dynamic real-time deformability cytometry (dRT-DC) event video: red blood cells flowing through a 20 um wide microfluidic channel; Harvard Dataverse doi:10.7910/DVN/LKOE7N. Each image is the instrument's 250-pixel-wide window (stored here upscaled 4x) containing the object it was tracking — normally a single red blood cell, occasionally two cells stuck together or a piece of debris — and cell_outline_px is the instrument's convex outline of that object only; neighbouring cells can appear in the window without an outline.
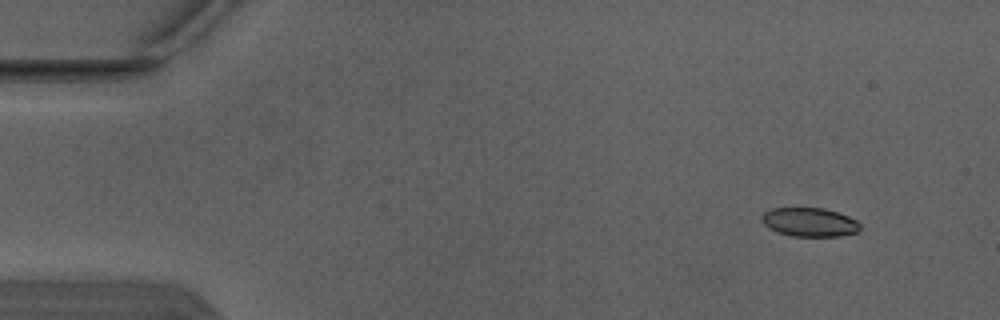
{"species": "Egyptian fruit bat (a non-hibernating species)", "species_latin": "Rousettus aegyptiacus", "temperature_condition": "warm", "stored_images_in_passage": 4, "camera_frame_rate_fps": 3000, "um_per_image_px": 0.085, "animal": {"sex": "male"}, "frame": {"image": 1, "passage_image": 1, "time_ms": 0.0, "image_size_px": [1000, 320], "cell_outline_px": [[860, 228], [856, 232], [840, 236], [792, 236], [776, 232], [768, 228], [760, 220], [760, 216], [764, 212], [772, 208], [824, 208], [848, 216], [856, 220], [860, 224]], "centroid_in_image_um": [68.76, 18.88], "position_along_channel_um": 16.2, "area_um2": 16.59}}
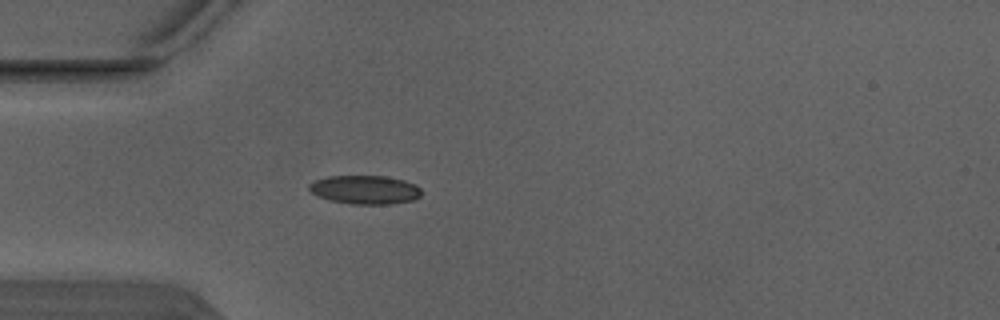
{"frame": {"image": 2, "passage_image": 4, "time_ms": 1.0, "image_size_px": [1000, 320], "cell_outline_px": [[420, 196], [412, 200], [388, 204], [352, 204], [328, 200], [312, 192], [308, 188], [308, 184], [316, 180], [328, 176], [388, 176], [404, 180], [420, 188]], "centroid_in_image_um": [31.0, 16.12], "position_along_channel_um": 54.0, "area_um2": 18.61}}